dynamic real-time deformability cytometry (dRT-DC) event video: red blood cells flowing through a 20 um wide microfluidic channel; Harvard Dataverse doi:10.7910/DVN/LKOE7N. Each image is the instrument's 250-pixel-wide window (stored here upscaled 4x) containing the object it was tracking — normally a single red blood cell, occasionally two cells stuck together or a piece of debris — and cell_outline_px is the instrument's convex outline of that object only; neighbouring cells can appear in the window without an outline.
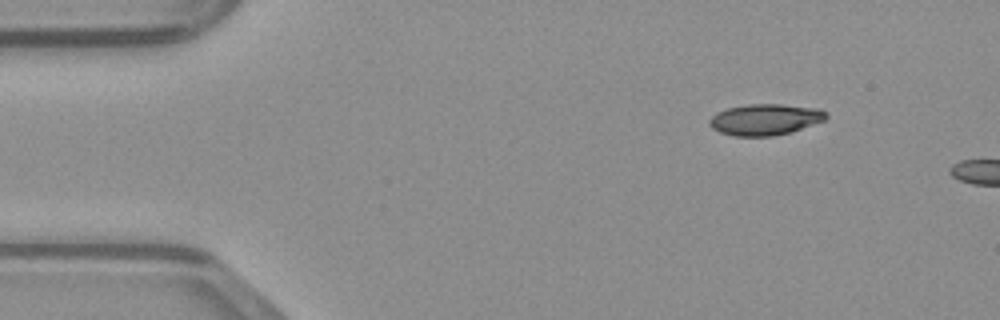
{"species": "common noctule bat (a hibernating species)", "species_latin": "Nyctalus noctula", "temperature_condition": "warm", "stored_images_in_passage": 4, "camera_frame_rate_fps": 3000, "um_per_image_px": 0.085, "animal": {"sex": "male", "body_mass_g": 23.1, "forearm_length_mm": 52.7}, "frame": {"image": 1, "passage_image": 1, "time_ms": 0.0, "image_size_px": [1000, 320], "cell_outline_px": [[828, 116], [824, 120], [792, 132], [772, 136], [736, 136], [720, 132], [712, 128], [708, 124], [708, 120], [716, 112], [728, 108], [748, 104], [780, 104], [820, 108], [828, 112]], "centroid_in_image_um": [65.04, 10.15], "position_along_channel_um": 20.0, "area_um2": 21.33}}